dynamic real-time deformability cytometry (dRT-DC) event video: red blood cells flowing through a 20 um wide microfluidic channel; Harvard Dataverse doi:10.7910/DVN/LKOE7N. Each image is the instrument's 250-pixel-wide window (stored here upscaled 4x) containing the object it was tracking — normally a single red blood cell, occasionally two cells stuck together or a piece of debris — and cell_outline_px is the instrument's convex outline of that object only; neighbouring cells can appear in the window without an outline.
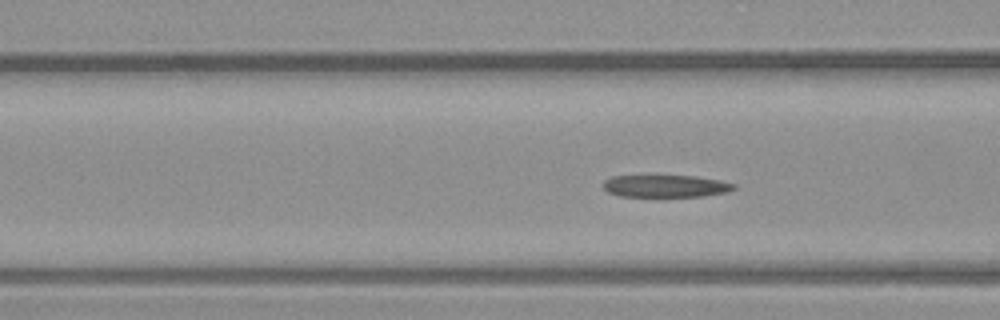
{"species": "common noctule bat (a hibernating species)", "species_latin": "Nyctalus noctula", "temperature_condition": "warm", "stored_images_in_passage": 6, "camera_frame_rate_fps": 3000, "um_per_image_px": 0.085, "animal": {"sex": "male", "body_mass_g": 23.1, "forearm_length_mm": 52.7}, "frame": {"image": 1, "passage_image": 6, "time_ms": 1.667, "image_size_px": [1000, 320], "cell_outline_px": [[736, 188], [728, 192], [704, 196], [620, 196], [608, 192], [604, 188], [604, 180], [612, 176], [696, 176], [720, 180], [736, 184]], "centroid_in_image_um": [56.62, 15.81], "position_along_channel_um": 110.0, "area_um2": 16.88}}